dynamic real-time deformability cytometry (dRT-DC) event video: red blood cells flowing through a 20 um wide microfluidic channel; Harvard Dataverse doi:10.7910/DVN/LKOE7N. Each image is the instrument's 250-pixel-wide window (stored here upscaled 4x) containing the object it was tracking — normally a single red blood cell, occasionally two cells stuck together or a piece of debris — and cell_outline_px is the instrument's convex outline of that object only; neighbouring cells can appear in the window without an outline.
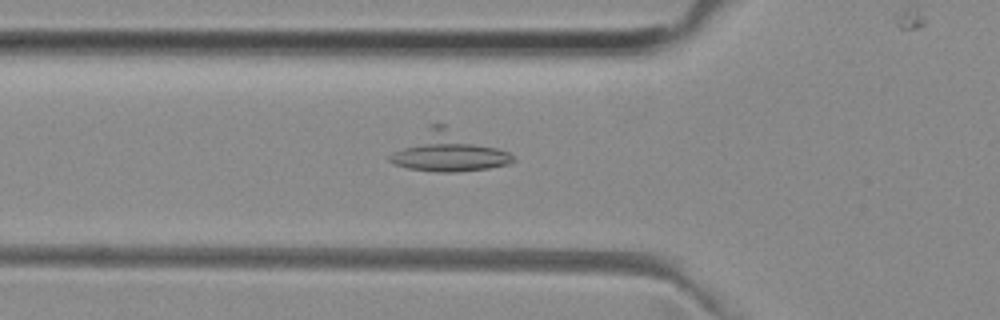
{"species": "common noctule bat (a hibernating species)", "species_latin": "Nyctalus noctula", "temperature_condition": "room temperature", "stored_images_in_passage": 40, "camera_frame_rate_fps": 3000, "um_per_image_px": 0.085, "animal": {"sex": "female", "body_mass_g": 29.2, "forearm_length_mm": 56.3}, "frame": {"image": 1, "passage_image": 5, "time_ms": 1.333, "image_size_px": [1000, 320], "cell_outline_px": [[516, 160], [508, 164], [488, 168], [456, 172], [436, 172], [408, 168], [392, 164], [388, 160], [388, 156], [428, 124], [444, 124], [508, 152]], "centroid_in_image_um": [38.06, 12.89], "position_along_channel_um": 87.7, "area_um2": 28.15}}
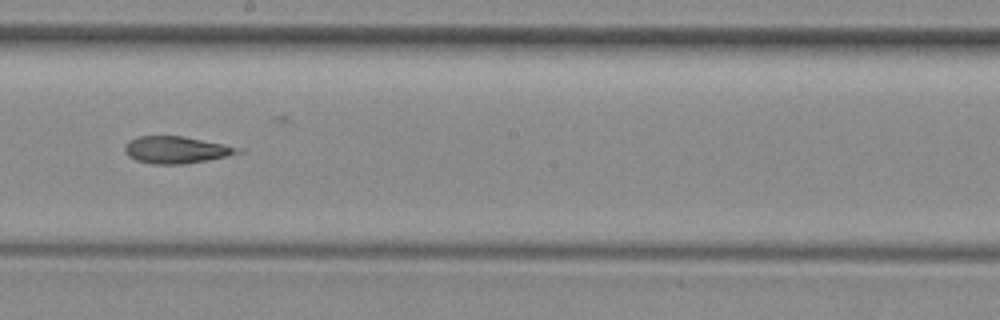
{"frame": {"image": 2, "passage_image": 16, "time_ms": 5.0, "image_size_px": [1000, 320], "cell_outline_px": [[244, 152], [228, 156], [208, 160], [184, 164], [152, 164], [136, 160], [128, 156], [124, 152], [124, 144], [128, 140], [136, 136], [184, 136], [244, 148]], "centroid_in_image_um": [14.99, 12.73], "position_along_channel_um": 233.2, "area_um2": 18.15}}
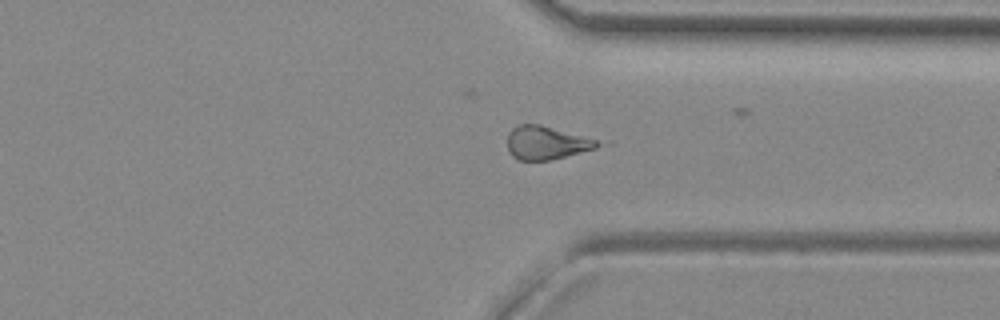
{"frame": {"image": 3, "passage_image": 26, "time_ms": 8.333, "image_size_px": [1000, 320], "cell_outline_px": [[604, 144], [596, 148], [548, 160], [516, 160], [508, 152], [508, 132], [512, 128], [520, 124], [540, 124], [596, 140]], "centroid_in_image_um": [46.39, 12.14], "position_along_channel_um": 365.0, "area_um2": 17.28}}